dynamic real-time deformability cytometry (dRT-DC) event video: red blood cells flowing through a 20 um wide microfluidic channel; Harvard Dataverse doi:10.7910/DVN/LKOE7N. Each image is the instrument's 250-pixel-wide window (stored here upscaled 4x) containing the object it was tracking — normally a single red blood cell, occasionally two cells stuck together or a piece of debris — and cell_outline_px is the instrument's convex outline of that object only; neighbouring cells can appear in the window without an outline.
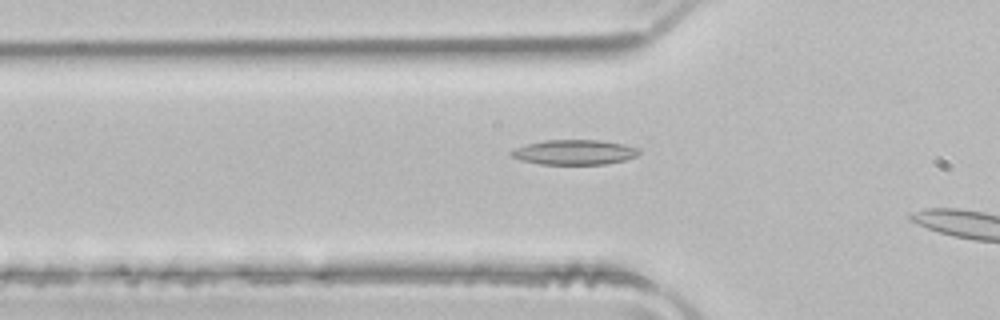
{"species": "common noctule bat (a hibernating species)", "species_latin": "Nyctalus noctula", "temperature_condition": "room temperature", "stored_images_in_passage": 16, "camera_frame_rate_fps": 3000, "um_per_image_px": 0.085, "animal": {"sex": "male", "body_mass_g": 21.5, "forearm_length_mm": 52.0}, "frame": {"image": 1, "passage_image": 14, "time_ms": 4.333, "image_size_px": [1000, 320], "cell_outline_px": [[640, 152], [636, 156], [624, 160], [608, 164], [540, 164], [520, 160], [512, 156], [508, 152], [516, 148], [528, 144], [544, 140], [600, 140], [624, 144], [640, 148]], "centroid_in_image_um": [48.84, 12.94], "position_along_channel_um": 77.0, "area_um2": 18.55}}